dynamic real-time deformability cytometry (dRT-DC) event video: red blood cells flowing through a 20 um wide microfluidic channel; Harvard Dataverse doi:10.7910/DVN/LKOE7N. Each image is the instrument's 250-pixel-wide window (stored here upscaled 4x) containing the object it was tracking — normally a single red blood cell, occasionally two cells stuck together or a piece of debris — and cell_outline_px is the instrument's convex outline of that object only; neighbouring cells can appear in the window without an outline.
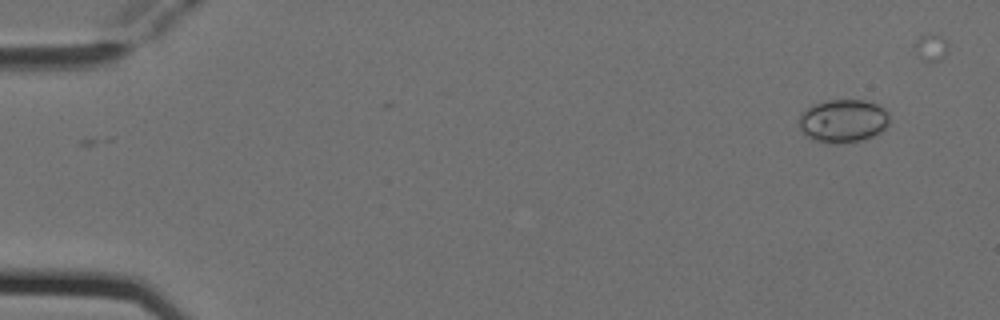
{"species": "Egyptian fruit bat (a non-hibernating species)", "species_latin": "Rousettus aegyptiacus", "temperature_condition": "cold", "stored_images_in_passage": 5, "segment_of_instrument_passage": [2, 2], "camera_frame_rate_fps": 3000, "um_per_image_px": 0.085, "animal": {"sex": "female"}, "frame": {"image": 1, "passage_image": 5, "time_ms": 1.333, "image_size_px": [1000, 320], "cell_outline_px": [[888, 124], [880, 132], [872, 136], [860, 140], [836, 144], [812, 140], [804, 136], [800, 128], [800, 116], [812, 104], [824, 100], [864, 100], [876, 104], [884, 108], [888, 112]], "centroid_in_image_um": [71.64, 10.27], "position_along_channel_um": 13.4, "area_um2": 22.72}}